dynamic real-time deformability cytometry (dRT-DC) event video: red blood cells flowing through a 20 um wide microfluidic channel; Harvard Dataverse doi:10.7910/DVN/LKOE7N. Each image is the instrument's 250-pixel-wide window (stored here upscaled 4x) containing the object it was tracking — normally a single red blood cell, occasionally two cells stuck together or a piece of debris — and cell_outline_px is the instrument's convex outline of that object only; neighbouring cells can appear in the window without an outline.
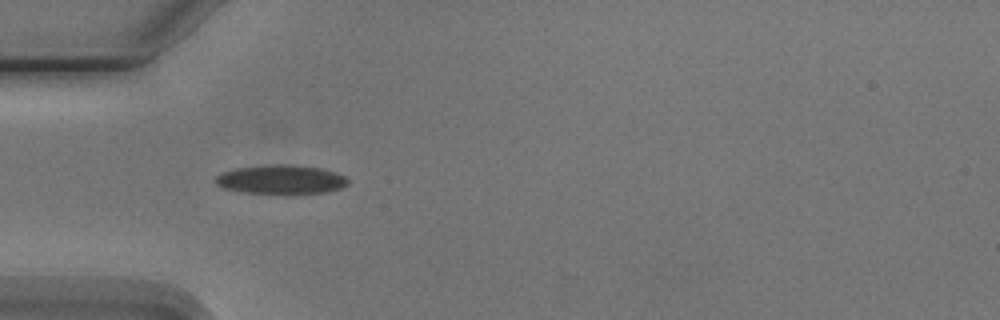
{"species": "Egyptian fruit bat (a non-hibernating species)", "species_latin": "Rousettus aegyptiacus", "temperature_condition": "cold", "stored_images_in_passage": 6, "camera_frame_rate_fps": 3000, "um_per_image_px": 0.085, "animal": {"sex": "male"}, "frame": {"image": 1, "passage_image": 5, "time_ms": 5.0, "image_size_px": [1000, 320], "cell_outline_px": [[348, 184], [340, 188], [324, 192], [244, 192], [224, 188], [216, 184], [216, 176], [224, 172], [236, 168], [272, 164], [288, 164], [320, 168], [344, 176], [348, 180]], "centroid_in_image_um": [23.86, 15.23], "position_along_channel_um": 61.1, "area_um2": 21.62}}
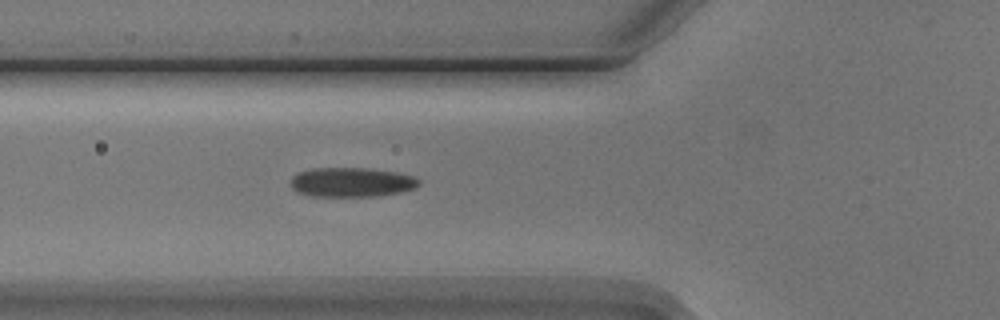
{"frame": {"image": 2, "passage_image": 6, "time_ms": 6.0, "image_size_px": [1000, 320], "cell_outline_px": [[420, 184], [416, 188], [400, 192], [380, 196], [308, 196], [296, 192], [288, 184], [288, 180], [296, 172], [312, 168], [368, 168], [396, 172], [416, 176], [420, 180]], "centroid_in_image_um": [29.84, 15.49], "position_along_channel_um": 96.0, "area_um2": 22.54}}